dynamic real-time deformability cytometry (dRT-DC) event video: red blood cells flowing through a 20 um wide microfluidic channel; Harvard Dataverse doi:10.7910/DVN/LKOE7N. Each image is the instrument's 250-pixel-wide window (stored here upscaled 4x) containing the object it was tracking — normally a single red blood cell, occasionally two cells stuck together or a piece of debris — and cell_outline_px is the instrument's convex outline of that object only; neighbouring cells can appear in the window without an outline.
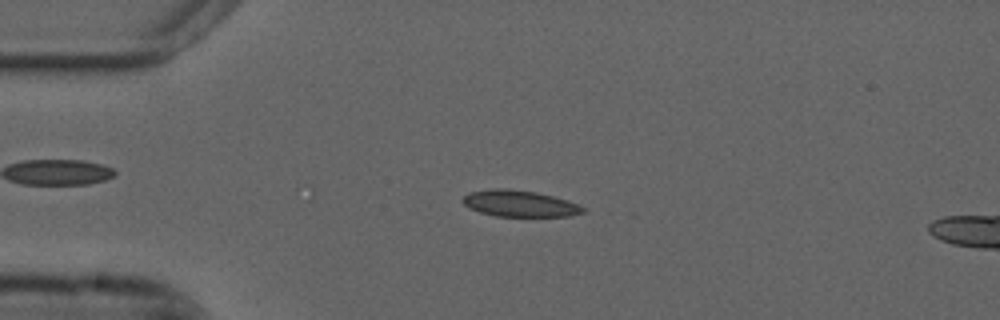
{"species": "common noctule bat (a hibernating species)", "species_latin": "Nyctalus noctula", "temperature_condition": "cold", "stored_images_in_passage": 54, "camera_frame_rate_fps": 3000, "um_per_image_px": 0.085, "animal": {"sex": "male", "forearm_length_mm": 52.5}, "frame": {"image": 1, "passage_image": 12, "time_ms": 3.667, "image_size_px": [1000, 320], "cell_outline_px": [[588, 208], [584, 212], [568, 216], [496, 216], [480, 212], [468, 208], [460, 200], [468, 192], [492, 188], [508, 188], [536, 192], [568, 200]], "centroid_in_image_um": [44.15, 17.29], "position_along_channel_um": 40.9, "area_um2": 18.67}}
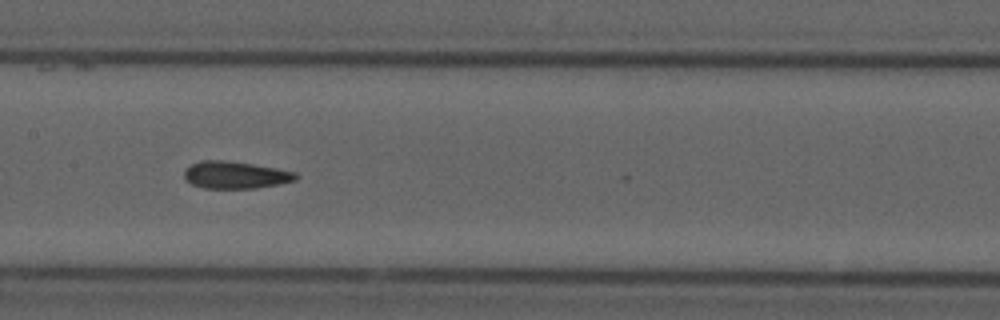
{"frame": {"image": 2, "passage_image": 26, "time_ms": 8.333, "image_size_px": [1000, 320], "cell_outline_px": [[300, 176], [296, 180], [280, 184], [256, 188], [204, 188], [192, 184], [184, 176], [184, 172], [192, 164], [200, 160], [224, 160], [252, 164], [276, 168], [296, 172]], "centroid_in_image_um": [20.05, 14.87], "position_along_channel_um": 187.3, "area_um2": 17.63}}
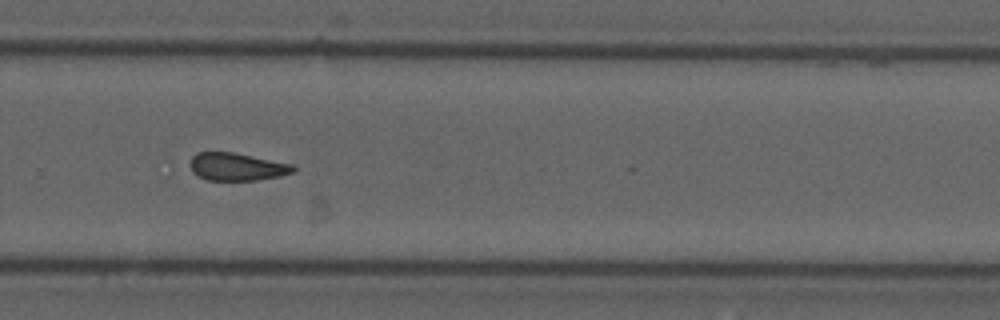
{"frame": {"image": 3, "passage_image": 36, "time_ms": 11.667, "image_size_px": [1000, 320], "cell_outline_px": [[296, 168], [292, 172], [280, 176], [256, 180], [208, 180], [192, 172], [188, 164], [192, 156], [196, 152], [232, 152], [292, 164]], "centroid_in_image_um": [20.09, 14.17], "position_along_channel_um": 309.7, "area_um2": 16.59}, "authors_computed_cell_mechanics": {"area_um2": 17.5134, "velocity_mm_per_s": 3.694, "shape_relaxation_time_tau1_ms": null, "shape_relaxation_time_tau2_ms": 4.795, "deformation_change_tau1": null, "deformation_change_tau2": 0.1153}}